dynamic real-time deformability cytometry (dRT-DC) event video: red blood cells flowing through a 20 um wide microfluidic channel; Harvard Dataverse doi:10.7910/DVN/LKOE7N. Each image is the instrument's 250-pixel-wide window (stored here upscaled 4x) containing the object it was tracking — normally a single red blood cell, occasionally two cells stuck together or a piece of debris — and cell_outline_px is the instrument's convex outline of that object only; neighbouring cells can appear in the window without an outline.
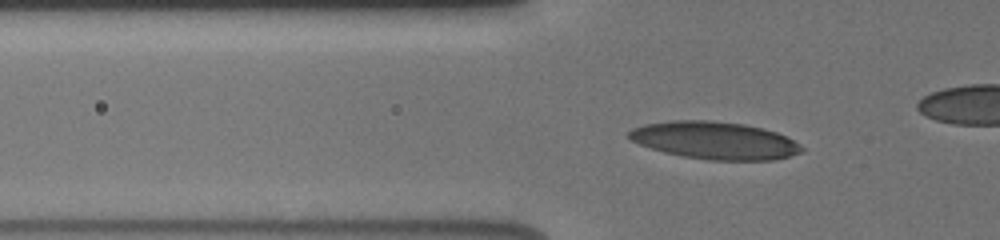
{"species": "human", "species_latin": "Homo sapiens", "temperature_condition": "cold", "stored_images_in_passage": 45, "camera_frame_rate_fps": 3000, "um_per_image_px": 0.085, "donor": {"sex": "male"}, "frame": {"image": 1, "passage_image": 16, "time_ms": 5.0, "image_size_px": [1000, 240], "cell_outline_px": [[804, 148], [800, 152], [776, 160], [708, 160], [680, 156], [664, 152], [640, 144], [632, 140], [628, 136], [628, 132], [632, 128], [644, 124], [672, 120], [708, 120], [744, 124], [764, 128], [776, 132], [800, 144]], "centroid_in_image_um": [60.74, 11.93], "position_along_channel_um": 65.1, "area_um2": 37.69}}
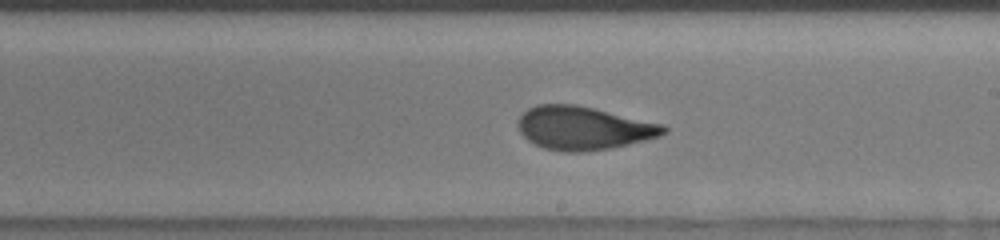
{"frame": {"image": 2, "passage_image": 30, "time_ms": 9.667, "image_size_px": [1000, 240], "cell_outline_px": [[668, 132], [660, 136], [612, 148], [584, 152], [564, 152], [544, 148], [528, 140], [520, 132], [516, 124], [516, 120], [528, 108], [536, 104], [576, 104], [664, 124], [668, 128]], "centroid_in_image_um": [49.59, 10.88], "position_along_channel_um": 239.4, "area_um2": 36.99}}
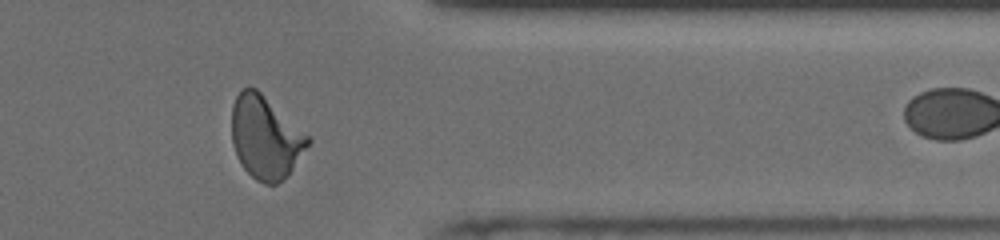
{"frame": {"image": 3, "passage_image": 42, "time_ms": 13.667, "image_size_px": [1000, 240], "cell_outline_px": [[312, 140], [288, 176], [276, 184], [264, 184], [256, 180], [244, 168], [236, 156], [232, 144], [232, 104], [240, 88], [256, 88], [312, 136]], "centroid_in_image_um": [22.59, 11.67], "position_along_channel_um": 388.8, "area_um2": 37.22}}